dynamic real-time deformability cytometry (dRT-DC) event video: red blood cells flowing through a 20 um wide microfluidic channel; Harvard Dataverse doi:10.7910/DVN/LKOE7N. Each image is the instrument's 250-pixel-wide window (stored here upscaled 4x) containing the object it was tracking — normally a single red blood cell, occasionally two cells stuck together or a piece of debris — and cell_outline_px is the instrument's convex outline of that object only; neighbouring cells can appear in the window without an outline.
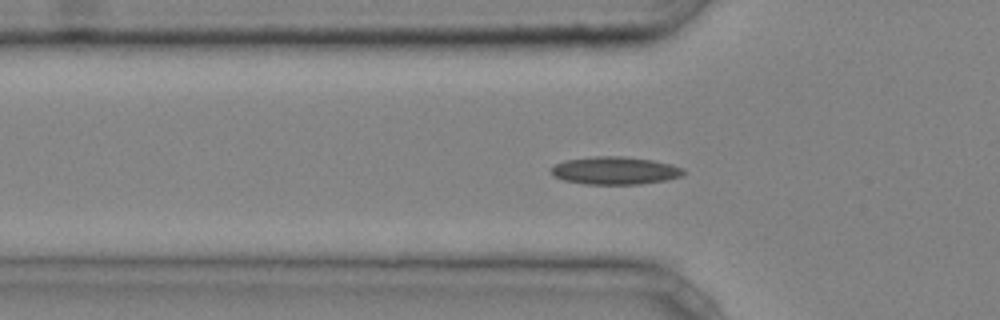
{"species": "common noctule bat (a hibernating species)", "species_latin": "Nyctalus noctula", "temperature_condition": "cold", "stored_images_in_passage": 44, "camera_frame_rate_fps": 3000, "um_per_image_px": 0.085, "animal": {"sex": "male", "body_mass_g": 20.4}, "frame": {"image": 1, "passage_image": 14, "time_ms": 4.333, "image_size_px": [1000, 320], "cell_outline_px": [[684, 172], [680, 176], [664, 180], [640, 184], [584, 184], [564, 180], [556, 176], [552, 172], [552, 168], [556, 164], [564, 160], [596, 156], [624, 156], [652, 160], [672, 164], [684, 168]], "centroid_in_image_um": [52.29, 14.49], "position_along_channel_um": 73.5, "area_um2": 21.21}}
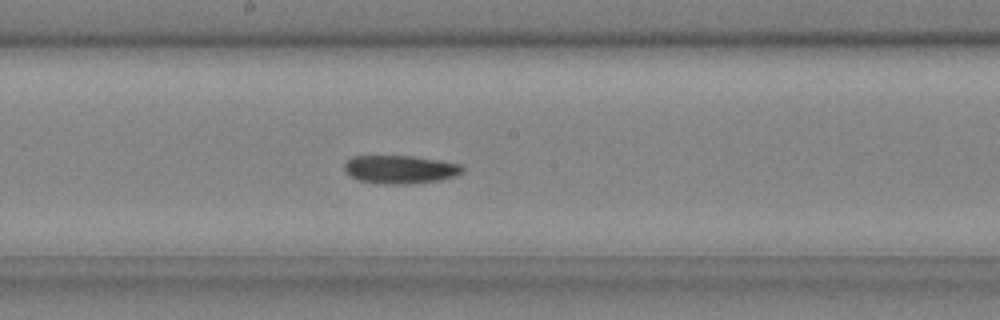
{"frame": {"image": 2, "passage_image": 24, "time_ms": 7.667, "image_size_px": [1000, 320], "cell_outline_px": [[464, 172], [456, 176], [440, 180], [408, 184], [384, 184], [360, 180], [352, 176], [344, 168], [344, 164], [352, 156], [412, 156], [460, 164], [464, 168]], "centroid_in_image_um": [34.05, 14.4], "position_along_channel_um": 214.2, "area_um2": 19.25}}
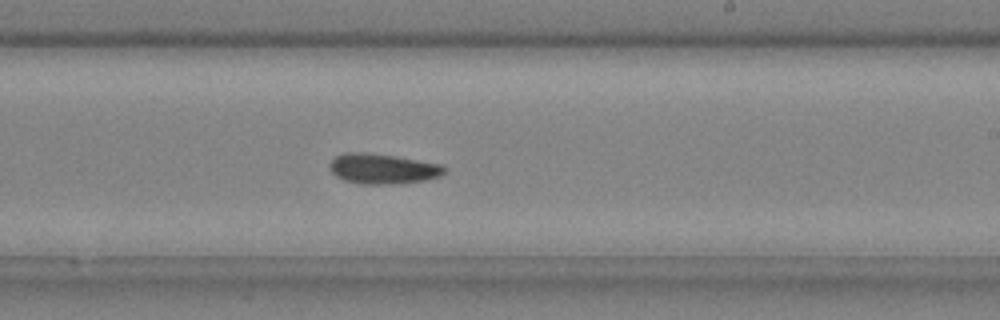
{"frame": {"image": 3, "passage_image": 27, "time_ms": 8.667, "image_size_px": [1000, 320], "cell_outline_px": [[448, 168], [440, 176], [424, 180], [396, 184], [360, 184], [344, 180], [336, 176], [332, 172], [328, 164], [336, 156], [344, 152], [364, 152], [392, 156], [440, 164]], "centroid_in_image_um": [32.5, 14.35], "position_along_channel_um": 256.5, "area_um2": 20.06}, "authors_computed_cell_mechanics": {"area_um2": 19.8254, "velocity_mm_per_s": 4.226, "shape_relaxation_time_tau1_ms": null, "shape_relaxation_time_tau2_ms": 6.301, "deformation_change_tau1": null, "deformation_change_tau2": 0.1007}}